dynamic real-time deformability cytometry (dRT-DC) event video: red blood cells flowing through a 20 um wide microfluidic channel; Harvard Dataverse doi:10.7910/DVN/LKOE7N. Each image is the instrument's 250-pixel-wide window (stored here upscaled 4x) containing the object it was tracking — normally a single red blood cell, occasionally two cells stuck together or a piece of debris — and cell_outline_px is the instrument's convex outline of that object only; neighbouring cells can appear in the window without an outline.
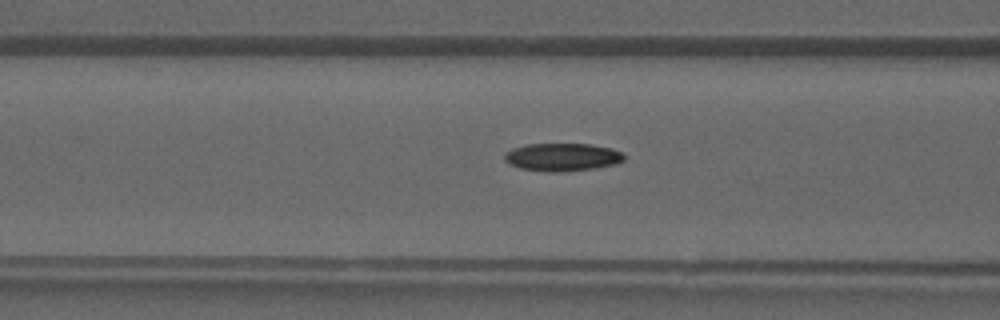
{"species": "common noctule bat (a hibernating species)", "species_latin": "Nyctalus noctula", "temperature_condition": "warm", "stored_images_in_passage": 27, "camera_frame_rate_fps": 3000, "um_per_image_px": 0.085, "animal": {"sex": "male", "forearm_length_mm": 52.5}, "frame": {"image": 1, "passage_image": 13, "time_ms": 4.0, "image_size_px": [1000, 320], "cell_outline_px": [[624, 160], [616, 164], [592, 168], [560, 172], [548, 172], [520, 168], [508, 164], [504, 160], [504, 152], [512, 148], [524, 144], [592, 144], [612, 148], [624, 152]], "centroid_in_image_um": [47.77, 13.34], "position_along_channel_um": 118.8, "area_um2": 19.65}}
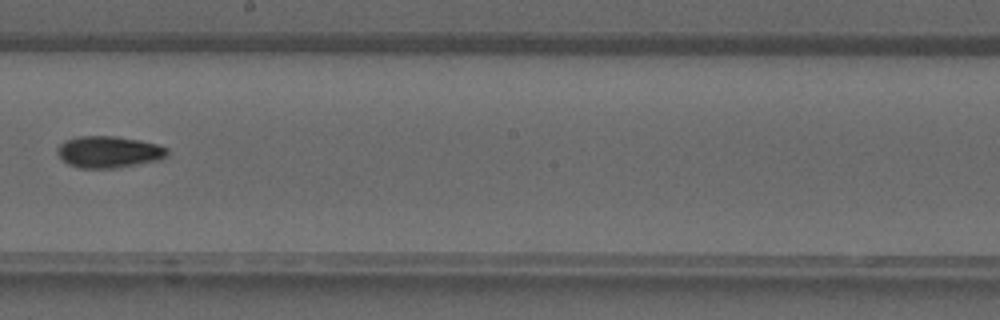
{"frame": {"image": 2, "passage_image": 20, "time_ms": 6.333, "image_size_px": [1000, 320], "cell_outline_px": [[168, 156], [160, 160], [120, 168], [80, 168], [68, 164], [60, 160], [56, 152], [56, 148], [64, 140], [80, 136], [116, 136], [140, 140], [160, 144], [168, 148]], "centroid_in_image_um": [9.26, 12.92], "position_along_channel_um": 238.9, "area_um2": 20.81}}
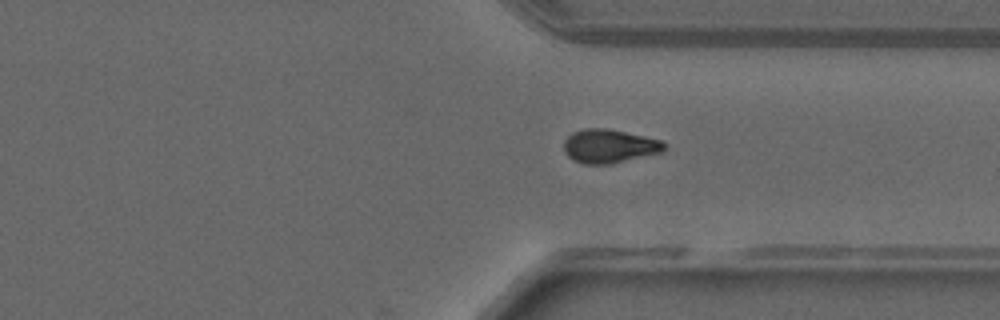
{"frame": {"image": 3, "passage_image": 27, "time_ms": 8.667, "image_size_px": [1000, 320], "cell_outline_px": [[668, 148], [660, 152], [608, 164], [584, 164], [568, 156], [564, 152], [564, 140], [572, 132], [584, 128], [604, 128], [644, 136], [660, 140]], "centroid_in_image_um": [51.75, 12.41], "position_along_channel_um": 359.7, "area_um2": 19.36}}